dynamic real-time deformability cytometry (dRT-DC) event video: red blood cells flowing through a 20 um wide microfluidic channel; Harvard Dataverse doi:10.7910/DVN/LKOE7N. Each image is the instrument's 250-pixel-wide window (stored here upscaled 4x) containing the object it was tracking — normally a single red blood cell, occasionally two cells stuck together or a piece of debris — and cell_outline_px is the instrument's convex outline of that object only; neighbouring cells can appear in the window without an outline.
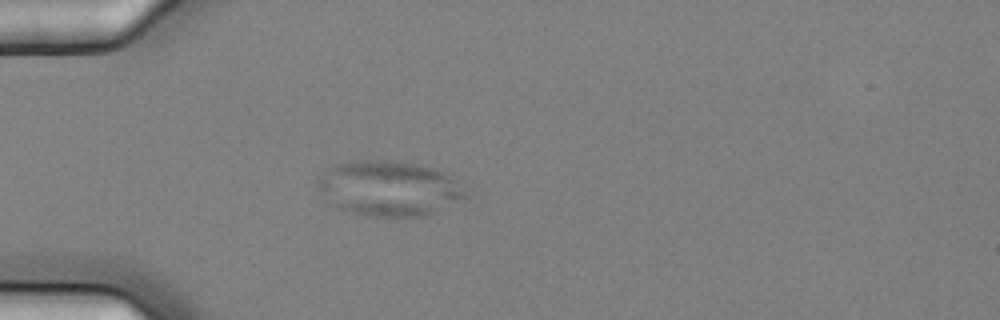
{"species": "common noctule bat (a hibernating species)", "species_latin": "Nyctalus noctula", "temperature_condition": "cold", "stored_images_in_passage": 8, "camera_frame_rate_fps": 3000, "um_per_image_px": 0.085, "animal": {"sex": "female", "body_mass_g": 25.1}, "frame": {"image": 1, "passage_image": 5, "time_ms": 1.333, "image_size_px": [1000, 320], "cell_outline_px": [[468, 196], [428, 216], [368, 216], [340, 208], [332, 204], [316, 188], [316, 184], [336, 164], [352, 160], [400, 160], [420, 164], [432, 168], [448, 176]], "centroid_in_image_um": [33.05, 16.01], "position_along_channel_um": 52.0, "area_um2": 46.7}}